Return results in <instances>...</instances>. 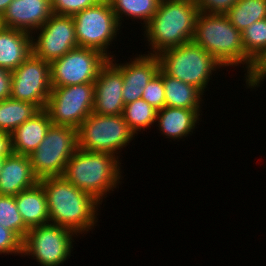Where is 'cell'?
<instances>
[{
	"label": "cell",
	"instance_id": "cell-10",
	"mask_svg": "<svg viewBox=\"0 0 266 266\" xmlns=\"http://www.w3.org/2000/svg\"><path fill=\"white\" fill-rule=\"evenodd\" d=\"M95 84L52 87L46 110L53 125L77 129L93 112Z\"/></svg>",
	"mask_w": 266,
	"mask_h": 266
},
{
	"label": "cell",
	"instance_id": "cell-8",
	"mask_svg": "<svg viewBox=\"0 0 266 266\" xmlns=\"http://www.w3.org/2000/svg\"><path fill=\"white\" fill-rule=\"evenodd\" d=\"M77 148V129L52 124L38 148L29 155L35 176L39 180L62 176Z\"/></svg>",
	"mask_w": 266,
	"mask_h": 266
},
{
	"label": "cell",
	"instance_id": "cell-7",
	"mask_svg": "<svg viewBox=\"0 0 266 266\" xmlns=\"http://www.w3.org/2000/svg\"><path fill=\"white\" fill-rule=\"evenodd\" d=\"M72 17L79 47L92 48L109 59L114 58L107 50L116 39L121 25L108 0H101Z\"/></svg>",
	"mask_w": 266,
	"mask_h": 266
},
{
	"label": "cell",
	"instance_id": "cell-3",
	"mask_svg": "<svg viewBox=\"0 0 266 266\" xmlns=\"http://www.w3.org/2000/svg\"><path fill=\"white\" fill-rule=\"evenodd\" d=\"M119 159L110 153L77 148L67 162L62 176L102 203L103 198H106L110 191H114L113 189L121 182Z\"/></svg>",
	"mask_w": 266,
	"mask_h": 266
},
{
	"label": "cell",
	"instance_id": "cell-29",
	"mask_svg": "<svg viewBox=\"0 0 266 266\" xmlns=\"http://www.w3.org/2000/svg\"><path fill=\"white\" fill-rule=\"evenodd\" d=\"M141 99L150 104L156 111L165 107V93L163 85V70L159 71L151 78L145 86Z\"/></svg>",
	"mask_w": 266,
	"mask_h": 266
},
{
	"label": "cell",
	"instance_id": "cell-21",
	"mask_svg": "<svg viewBox=\"0 0 266 266\" xmlns=\"http://www.w3.org/2000/svg\"><path fill=\"white\" fill-rule=\"evenodd\" d=\"M18 211L28 228L48 224L49 210L43 186H35L21 191L15 196Z\"/></svg>",
	"mask_w": 266,
	"mask_h": 266
},
{
	"label": "cell",
	"instance_id": "cell-27",
	"mask_svg": "<svg viewBox=\"0 0 266 266\" xmlns=\"http://www.w3.org/2000/svg\"><path fill=\"white\" fill-rule=\"evenodd\" d=\"M122 115L130 130L137 135L142 129L145 131V128L147 129L156 123L157 111L145 100L138 99L126 104Z\"/></svg>",
	"mask_w": 266,
	"mask_h": 266
},
{
	"label": "cell",
	"instance_id": "cell-35",
	"mask_svg": "<svg viewBox=\"0 0 266 266\" xmlns=\"http://www.w3.org/2000/svg\"><path fill=\"white\" fill-rule=\"evenodd\" d=\"M12 154L13 148L11 134L0 131V157H7Z\"/></svg>",
	"mask_w": 266,
	"mask_h": 266
},
{
	"label": "cell",
	"instance_id": "cell-2",
	"mask_svg": "<svg viewBox=\"0 0 266 266\" xmlns=\"http://www.w3.org/2000/svg\"><path fill=\"white\" fill-rule=\"evenodd\" d=\"M199 12L192 1L160 0L156 13L143 27L152 50L148 54L158 55L171 47L192 42Z\"/></svg>",
	"mask_w": 266,
	"mask_h": 266
},
{
	"label": "cell",
	"instance_id": "cell-18",
	"mask_svg": "<svg viewBox=\"0 0 266 266\" xmlns=\"http://www.w3.org/2000/svg\"><path fill=\"white\" fill-rule=\"evenodd\" d=\"M51 125L47 110L40 109L11 133L13 153L29 156L43 141Z\"/></svg>",
	"mask_w": 266,
	"mask_h": 266
},
{
	"label": "cell",
	"instance_id": "cell-20",
	"mask_svg": "<svg viewBox=\"0 0 266 266\" xmlns=\"http://www.w3.org/2000/svg\"><path fill=\"white\" fill-rule=\"evenodd\" d=\"M200 114L197 110H190L184 108H173L165 106L163 109L157 111L156 125L159 127L161 135L167 136L172 140H178L192 135L196 124L199 123Z\"/></svg>",
	"mask_w": 266,
	"mask_h": 266
},
{
	"label": "cell",
	"instance_id": "cell-19",
	"mask_svg": "<svg viewBox=\"0 0 266 266\" xmlns=\"http://www.w3.org/2000/svg\"><path fill=\"white\" fill-rule=\"evenodd\" d=\"M32 53V34L12 28H0L1 68L12 72Z\"/></svg>",
	"mask_w": 266,
	"mask_h": 266
},
{
	"label": "cell",
	"instance_id": "cell-6",
	"mask_svg": "<svg viewBox=\"0 0 266 266\" xmlns=\"http://www.w3.org/2000/svg\"><path fill=\"white\" fill-rule=\"evenodd\" d=\"M123 115L91 113L77 128V147L91 152H106L116 157L134 139ZM119 150V151H118Z\"/></svg>",
	"mask_w": 266,
	"mask_h": 266
},
{
	"label": "cell",
	"instance_id": "cell-33",
	"mask_svg": "<svg viewBox=\"0 0 266 266\" xmlns=\"http://www.w3.org/2000/svg\"><path fill=\"white\" fill-rule=\"evenodd\" d=\"M238 0H196L200 12L225 14Z\"/></svg>",
	"mask_w": 266,
	"mask_h": 266
},
{
	"label": "cell",
	"instance_id": "cell-28",
	"mask_svg": "<svg viewBox=\"0 0 266 266\" xmlns=\"http://www.w3.org/2000/svg\"><path fill=\"white\" fill-rule=\"evenodd\" d=\"M0 225L24 240L29 228L18 211L15 196L0 195Z\"/></svg>",
	"mask_w": 266,
	"mask_h": 266
},
{
	"label": "cell",
	"instance_id": "cell-11",
	"mask_svg": "<svg viewBox=\"0 0 266 266\" xmlns=\"http://www.w3.org/2000/svg\"><path fill=\"white\" fill-rule=\"evenodd\" d=\"M109 58L98 50L77 47L50 63L52 87L94 83Z\"/></svg>",
	"mask_w": 266,
	"mask_h": 266
},
{
	"label": "cell",
	"instance_id": "cell-25",
	"mask_svg": "<svg viewBox=\"0 0 266 266\" xmlns=\"http://www.w3.org/2000/svg\"><path fill=\"white\" fill-rule=\"evenodd\" d=\"M225 15L240 32L266 18V0H238Z\"/></svg>",
	"mask_w": 266,
	"mask_h": 266
},
{
	"label": "cell",
	"instance_id": "cell-17",
	"mask_svg": "<svg viewBox=\"0 0 266 266\" xmlns=\"http://www.w3.org/2000/svg\"><path fill=\"white\" fill-rule=\"evenodd\" d=\"M38 182L39 179L32 170L29 156L13 153L6 157L0 173V195L16 196Z\"/></svg>",
	"mask_w": 266,
	"mask_h": 266
},
{
	"label": "cell",
	"instance_id": "cell-37",
	"mask_svg": "<svg viewBox=\"0 0 266 266\" xmlns=\"http://www.w3.org/2000/svg\"><path fill=\"white\" fill-rule=\"evenodd\" d=\"M6 157H0V173L2 172V168L4 166Z\"/></svg>",
	"mask_w": 266,
	"mask_h": 266
},
{
	"label": "cell",
	"instance_id": "cell-13",
	"mask_svg": "<svg viewBox=\"0 0 266 266\" xmlns=\"http://www.w3.org/2000/svg\"><path fill=\"white\" fill-rule=\"evenodd\" d=\"M37 30L32 36L33 54L48 63L79 47L72 16L53 14Z\"/></svg>",
	"mask_w": 266,
	"mask_h": 266
},
{
	"label": "cell",
	"instance_id": "cell-23",
	"mask_svg": "<svg viewBox=\"0 0 266 266\" xmlns=\"http://www.w3.org/2000/svg\"><path fill=\"white\" fill-rule=\"evenodd\" d=\"M40 109L33 103L12 98L0 101V131L11 134Z\"/></svg>",
	"mask_w": 266,
	"mask_h": 266
},
{
	"label": "cell",
	"instance_id": "cell-5",
	"mask_svg": "<svg viewBox=\"0 0 266 266\" xmlns=\"http://www.w3.org/2000/svg\"><path fill=\"white\" fill-rule=\"evenodd\" d=\"M157 56L160 68L167 75L195 86L202 93L207 88L214 71L223 67L211 54L193 41L161 51Z\"/></svg>",
	"mask_w": 266,
	"mask_h": 266
},
{
	"label": "cell",
	"instance_id": "cell-16",
	"mask_svg": "<svg viewBox=\"0 0 266 266\" xmlns=\"http://www.w3.org/2000/svg\"><path fill=\"white\" fill-rule=\"evenodd\" d=\"M114 64L122 71L124 104H129L141 99L143 90L151 78L159 71L160 61L157 55L139 54L129 63Z\"/></svg>",
	"mask_w": 266,
	"mask_h": 266
},
{
	"label": "cell",
	"instance_id": "cell-30",
	"mask_svg": "<svg viewBox=\"0 0 266 266\" xmlns=\"http://www.w3.org/2000/svg\"><path fill=\"white\" fill-rule=\"evenodd\" d=\"M101 0H51L54 14L73 16Z\"/></svg>",
	"mask_w": 266,
	"mask_h": 266
},
{
	"label": "cell",
	"instance_id": "cell-31",
	"mask_svg": "<svg viewBox=\"0 0 266 266\" xmlns=\"http://www.w3.org/2000/svg\"><path fill=\"white\" fill-rule=\"evenodd\" d=\"M266 77V49L252 62L247 73H245V83L247 88L259 87Z\"/></svg>",
	"mask_w": 266,
	"mask_h": 266
},
{
	"label": "cell",
	"instance_id": "cell-9",
	"mask_svg": "<svg viewBox=\"0 0 266 266\" xmlns=\"http://www.w3.org/2000/svg\"><path fill=\"white\" fill-rule=\"evenodd\" d=\"M75 235L52 223L29 228L22 241V256H32L41 266H59L71 256Z\"/></svg>",
	"mask_w": 266,
	"mask_h": 266
},
{
	"label": "cell",
	"instance_id": "cell-14",
	"mask_svg": "<svg viewBox=\"0 0 266 266\" xmlns=\"http://www.w3.org/2000/svg\"><path fill=\"white\" fill-rule=\"evenodd\" d=\"M95 84L93 113L100 115H122L124 102L122 98V71L113 63L108 62L101 68Z\"/></svg>",
	"mask_w": 266,
	"mask_h": 266
},
{
	"label": "cell",
	"instance_id": "cell-32",
	"mask_svg": "<svg viewBox=\"0 0 266 266\" xmlns=\"http://www.w3.org/2000/svg\"><path fill=\"white\" fill-rule=\"evenodd\" d=\"M19 254L22 257V240L11 230L0 225V255Z\"/></svg>",
	"mask_w": 266,
	"mask_h": 266
},
{
	"label": "cell",
	"instance_id": "cell-22",
	"mask_svg": "<svg viewBox=\"0 0 266 266\" xmlns=\"http://www.w3.org/2000/svg\"><path fill=\"white\" fill-rule=\"evenodd\" d=\"M163 85L165 93V106L197 110L201 113L203 94L198 88L184 83L177 78L167 75L163 71Z\"/></svg>",
	"mask_w": 266,
	"mask_h": 266
},
{
	"label": "cell",
	"instance_id": "cell-34",
	"mask_svg": "<svg viewBox=\"0 0 266 266\" xmlns=\"http://www.w3.org/2000/svg\"><path fill=\"white\" fill-rule=\"evenodd\" d=\"M12 72L0 67V101L10 98Z\"/></svg>",
	"mask_w": 266,
	"mask_h": 266
},
{
	"label": "cell",
	"instance_id": "cell-36",
	"mask_svg": "<svg viewBox=\"0 0 266 266\" xmlns=\"http://www.w3.org/2000/svg\"><path fill=\"white\" fill-rule=\"evenodd\" d=\"M13 0H0V17L5 13L7 7Z\"/></svg>",
	"mask_w": 266,
	"mask_h": 266
},
{
	"label": "cell",
	"instance_id": "cell-1",
	"mask_svg": "<svg viewBox=\"0 0 266 266\" xmlns=\"http://www.w3.org/2000/svg\"><path fill=\"white\" fill-rule=\"evenodd\" d=\"M39 183L45 191L50 223L78 235L97 226V209L101 203L92 195L78 189L63 176L42 178Z\"/></svg>",
	"mask_w": 266,
	"mask_h": 266
},
{
	"label": "cell",
	"instance_id": "cell-24",
	"mask_svg": "<svg viewBox=\"0 0 266 266\" xmlns=\"http://www.w3.org/2000/svg\"><path fill=\"white\" fill-rule=\"evenodd\" d=\"M112 10L122 25L123 17L143 21L145 27L157 11L160 0H108ZM122 20V21H121ZM121 21V22H120ZM145 24V25H144Z\"/></svg>",
	"mask_w": 266,
	"mask_h": 266
},
{
	"label": "cell",
	"instance_id": "cell-4",
	"mask_svg": "<svg viewBox=\"0 0 266 266\" xmlns=\"http://www.w3.org/2000/svg\"><path fill=\"white\" fill-rule=\"evenodd\" d=\"M192 41L225 68L245 65L242 34L225 14L199 12Z\"/></svg>",
	"mask_w": 266,
	"mask_h": 266
},
{
	"label": "cell",
	"instance_id": "cell-26",
	"mask_svg": "<svg viewBox=\"0 0 266 266\" xmlns=\"http://www.w3.org/2000/svg\"><path fill=\"white\" fill-rule=\"evenodd\" d=\"M241 34L247 73L252 62L266 49V18L252 23Z\"/></svg>",
	"mask_w": 266,
	"mask_h": 266
},
{
	"label": "cell",
	"instance_id": "cell-15",
	"mask_svg": "<svg viewBox=\"0 0 266 266\" xmlns=\"http://www.w3.org/2000/svg\"><path fill=\"white\" fill-rule=\"evenodd\" d=\"M53 14L51 0H13L2 15L1 24L33 35Z\"/></svg>",
	"mask_w": 266,
	"mask_h": 266
},
{
	"label": "cell",
	"instance_id": "cell-12",
	"mask_svg": "<svg viewBox=\"0 0 266 266\" xmlns=\"http://www.w3.org/2000/svg\"><path fill=\"white\" fill-rule=\"evenodd\" d=\"M52 89L50 63L33 53L12 71L10 98L45 109Z\"/></svg>",
	"mask_w": 266,
	"mask_h": 266
}]
</instances>
